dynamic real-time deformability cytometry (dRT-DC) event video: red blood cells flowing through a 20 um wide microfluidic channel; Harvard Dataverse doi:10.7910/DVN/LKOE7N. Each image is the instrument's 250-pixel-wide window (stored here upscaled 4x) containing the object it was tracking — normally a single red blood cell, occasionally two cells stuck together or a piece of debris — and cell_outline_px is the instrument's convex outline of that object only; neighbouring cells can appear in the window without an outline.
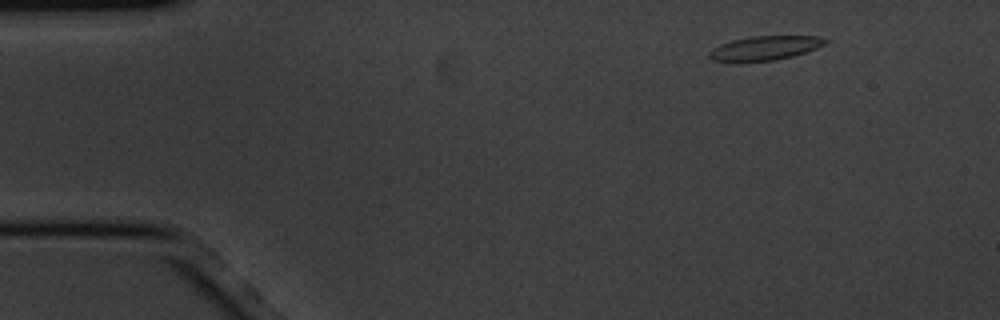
{"species": "common noctule bat (a hibernating species)", "species_latin": "Nyctalus noctula", "temperature_condition": "cold", "stored_images_in_passage": 4, "camera_frame_rate_fps": 3000, "um_per_image_px": 0.085, "animal": {"sex": "male", "body_mass_g": 20.1, "forearm_length_mm": 53.5}, "frame": {"image": 1, "passage_image": 1, "time_ms": 0.0, "image_size_px": [1000, 320], "cell_outline_px": [[828, 40], [824, 44], [816, 48], [792, 56], [776, 60], [732, 64], [712, 60], [708, 56], [708, 52], [712, 48], [720, 44], [732, 40], [752, 36], [820, 36]], "centroid_in_image_um": [64.9, 4.12], "position_along_channel_um": 20.1, "area_um2": 16.82}}
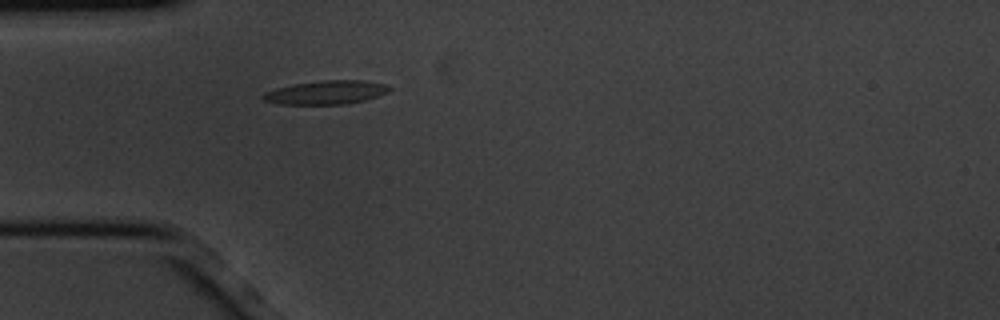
{"frame": {"image": 2, "passage_image": 4, "time_ms": 1.0, "image_size_px": [1000, 320], "cell_outline_px": [[392, 88], [388, 92], [364, 100], [344, 104], [276, 104], [264, 100], [260, 96], [264, 92], [276, 88], [296, 84], [324, 80], [368, 80], [384, 84]], "centroid_in_image_um": [27.71, 7.85], "position_along_channel_um": 57.3, "area_um2": 17.34}}